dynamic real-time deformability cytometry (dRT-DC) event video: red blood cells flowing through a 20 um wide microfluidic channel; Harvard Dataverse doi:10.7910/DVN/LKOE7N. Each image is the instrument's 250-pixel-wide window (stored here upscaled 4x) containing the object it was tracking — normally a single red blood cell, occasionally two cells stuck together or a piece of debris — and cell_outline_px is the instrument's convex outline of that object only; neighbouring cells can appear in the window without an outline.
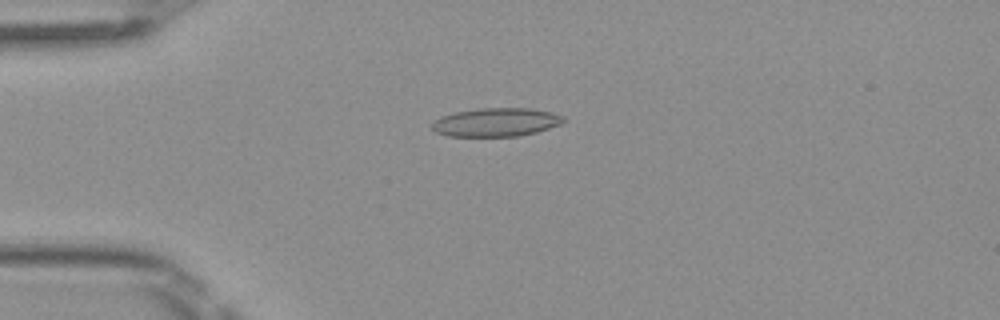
{"species": "Egyptian fruit bat (a non-hibernating species)", "species_latin": "Rousettus aegyptiacus", "temperature_condition": "room temperature", "stored_images_in_passage": 8, "camera_frame_rate_fps": 3000, "um_per_image_px": 0.085, "frame": {"image": 1, "passage_image": 4, "time_ms": 1.0, "image_size_px": [1000, 320], "cell_outline_px": [[564, 120], [560, 124], [536, 132], [520, 136], [448, 136], [436, 132], [432, 128], [432, 124], [440, 116], [456, 112], [480, 108], [532, 108], [552, 112], [564, 116]], "centroid_in_image_um": [42.18, 10.38], "position_along_channel_um": 42.8, "area_um2": 21.79}}
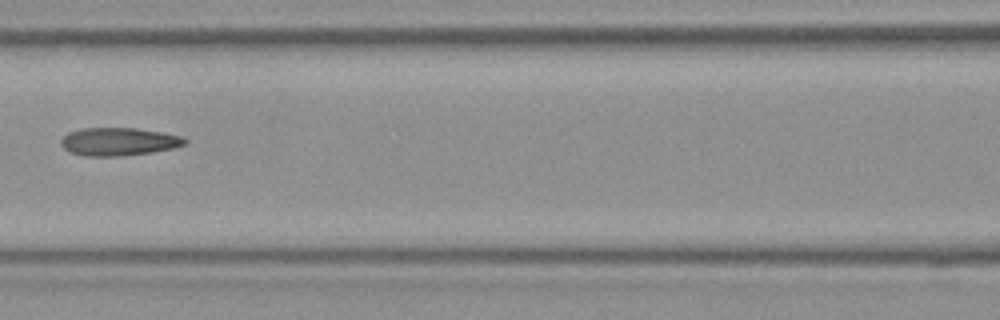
{"frame": {"image": 2, "passage_image": 7, "time_ms": 2.0, "image_size_px": [1000, 320], "cell_outline_px": [[188, 144], [172, 148], [152, 152], [124, 156], [84, 156], [68, 152], [60, 144], [60, 140], [68, 132], [80, 128], [136, 128], [160, 132], [180, 136], [188, 140]], "centroid_in_image_um": [10.06, 12.04], "position_along_channel_um": 156.5, "area_um2": 20.35}}
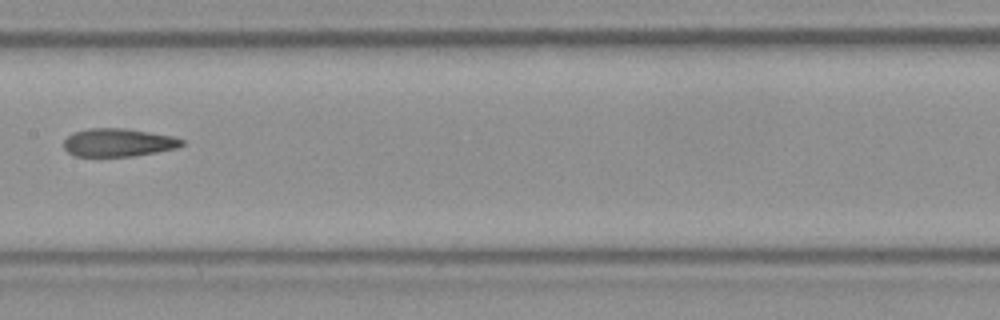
{"frame": {"image": 3, "passage_image": 8, "time_ms": 2.333, "image_size_px": [1000, 320], "cell_outline_px": [[184, 144], [176, 148], [156, 152], [132, 156], [72, 156], [64, 148], [64, 140], [72, 132], [88, 128], [124, 128], [176, 136], [184, 140]], "centroid_in_image_um": [10.05, 12.1], "position_along_channel_um": 197.4, "area_um2": 19.48}}